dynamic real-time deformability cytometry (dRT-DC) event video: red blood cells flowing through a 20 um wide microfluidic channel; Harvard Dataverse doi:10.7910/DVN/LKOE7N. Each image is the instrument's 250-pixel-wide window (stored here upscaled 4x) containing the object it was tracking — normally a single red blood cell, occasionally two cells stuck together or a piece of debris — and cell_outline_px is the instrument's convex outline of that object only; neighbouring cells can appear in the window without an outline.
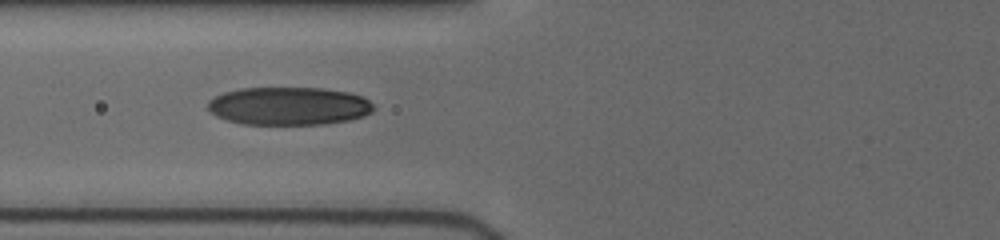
{"species": "human", "species_latin": "Homo sapiens", "temperature_condition": "cold", "stored_images_in_passage": 45, "camera_frame_rate_fps": 3000, "um_per_image_px": 0.085, "donor": {"sex": "female"}, "frame": {"image": 1, "passage_image": 38, "time_ms": 8.0, "image_size_px": [1000, 240], "cell_outline_px": [[372, 112], [364, 116], [352, 120], [324, 124], [240, 124], [216, 116], [208, 108], [208, 100], [224, 92], [240, 88], [324, 88], [348, 92], [360, 96], [368, 100], [372, 104]], "centroid_in_image_um": [24.55, 9.01], "position_along_channel_um": 101.3, "area_um2": 36.76}}
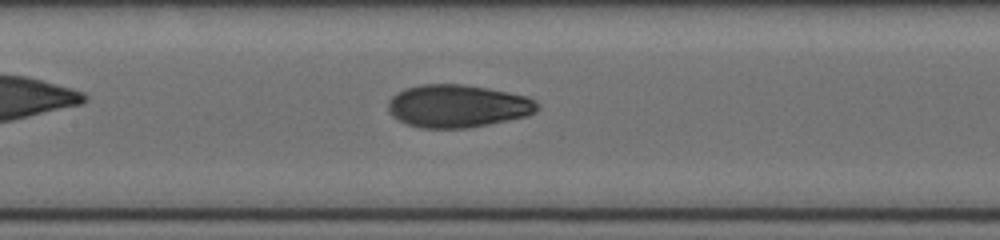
{"frame": {"image": 2, "passage_image": 41, "time_ms": 9.667, "image_size_px": [1000, 240], "cell_outline_px": [[540, 108], [536, 112], [528, 116], [468, 128], [420, 128], [404, 124], [392, 116], [388, 112], [388, 100], [396, 92], [404, 88], [420, 84], [464, 84], [488, 88], [528, 96], [536, 100]], "centroid_in_image_um": [38.88, 9.01], "position_along_channel_um": 168.5, "area_um2": 37.74}}
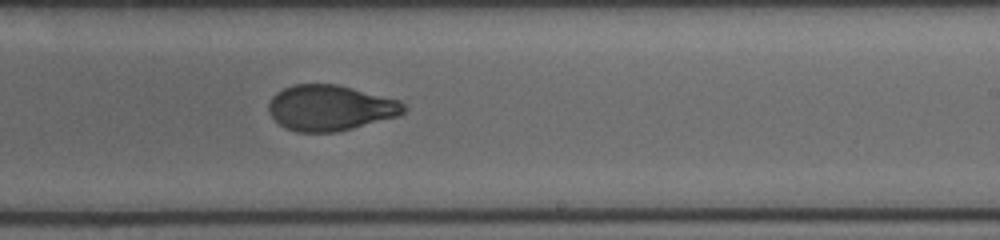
{"frame": {"image": 3, "passage_image": 45, "time_ms": 12.0, "image_size_px": [1000, 240], "cell_outline_px": [[408, 108], [404, 112], [396, 116], [352, 128], [336, 132], [296, 132], [284, 128], [268, 112], [268, 104], [272, 96], [276, 92], [292, 84], [336, 84], [400, 100]], "centroid_in_image_um": [28.04, 9.16], "position_along_channel_um": 261.0, "area_um2": 35.84}}